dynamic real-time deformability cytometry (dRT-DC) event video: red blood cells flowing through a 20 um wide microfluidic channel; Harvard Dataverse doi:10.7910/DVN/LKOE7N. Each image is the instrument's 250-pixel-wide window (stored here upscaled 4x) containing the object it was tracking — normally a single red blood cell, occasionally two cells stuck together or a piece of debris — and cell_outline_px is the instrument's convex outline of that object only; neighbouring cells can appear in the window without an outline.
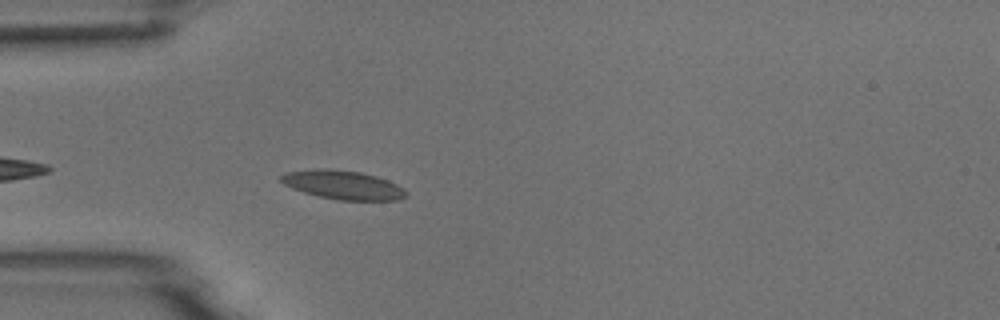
{"species": "common noctule bat (a hibernating species)", "species_latin": "Nyctalus noctula", "temperature_condition": "room temperature", "stored_images_in_passage": 5, "camera_frame_rate_fps": 3000, "um_per_image_px": 0.085, "animal": {"sex": "male", "body_mass_g": 18.8}, "frame": {"image": 1, "passage_image": 5, "time_ms": 4.667, "image_size_px": [1000, 320], "cell_outline_px": [[408, 192], [400, 200], [340, 200], [320, 196], [304, 192], [292, 188], [284, 184], [280, 180], [280, 176], [284, 172], [316, 168], [332, 168], [360, 172], [376, 176], [388, 180], [404, 188]], "centroid_in_image_um": [29.14, 15.7], "position_along_channel_um": 55.9, "area_um2": 21.1}}